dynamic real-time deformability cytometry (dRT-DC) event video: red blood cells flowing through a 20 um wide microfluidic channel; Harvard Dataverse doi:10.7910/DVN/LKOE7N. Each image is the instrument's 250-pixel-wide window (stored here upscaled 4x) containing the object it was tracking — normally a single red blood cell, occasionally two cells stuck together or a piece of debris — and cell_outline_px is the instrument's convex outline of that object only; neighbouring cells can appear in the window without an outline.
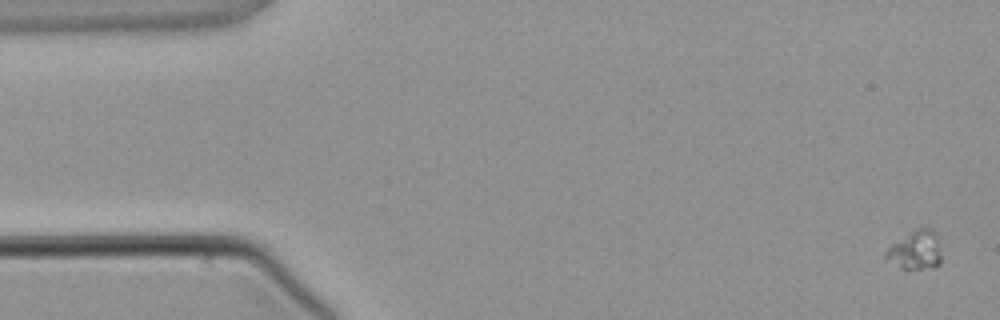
{"species": "common noctule bat (a hibernating species)", "species_latin": "Nyctalus noctula", "temperature_condition": "warm", "stored_images_in_passage": 4, "camera_frame_rate_fps": 3000, "um_per_image_px": 0.085, "animal": {"sex": "male", "body_mass_g": 21.5, "forearm_length_mm": 52.0}, "frame": {"image": 1, "passage_image": 1, "time_ms": 0.0, "image_size_px": [1000, 320], "cell_outline_px": [[940, 264], [936, 268], [900, 268], [884, 256], [884, 252], [892, 244], [916, 228], [928, 228], [936, 232], [940, 256]], "centroid_in_image_um": [77.82, 21.26], "position_along_channel_um": 7.2, "area_um2": 12.31}}
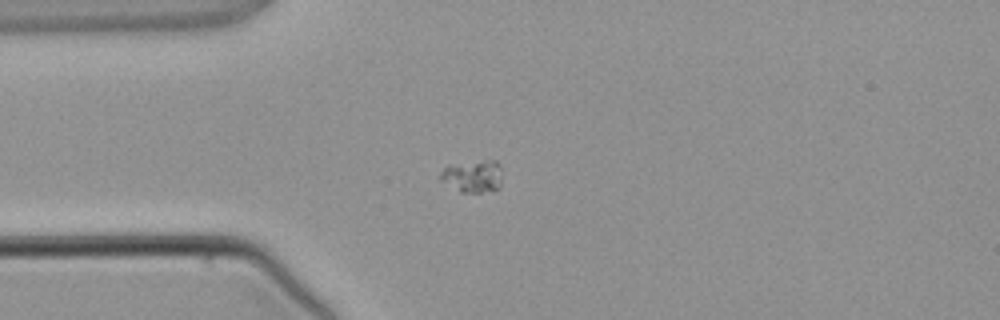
{"frame": {"image": 2, "passage_image": 4, "time_ms": 3.667, "image_size_px": [1000, 320], "cell_outline_px": [[500, 188], [492, 192], [460, 192], [440, 180], [440, 172], [448, 164], [488, 160], [496, 160], [500, 164]], "centroid_in_image_um": [40.19, 14.98], "position_along_channel_um": 44.8, "area_um2": 11.79}}